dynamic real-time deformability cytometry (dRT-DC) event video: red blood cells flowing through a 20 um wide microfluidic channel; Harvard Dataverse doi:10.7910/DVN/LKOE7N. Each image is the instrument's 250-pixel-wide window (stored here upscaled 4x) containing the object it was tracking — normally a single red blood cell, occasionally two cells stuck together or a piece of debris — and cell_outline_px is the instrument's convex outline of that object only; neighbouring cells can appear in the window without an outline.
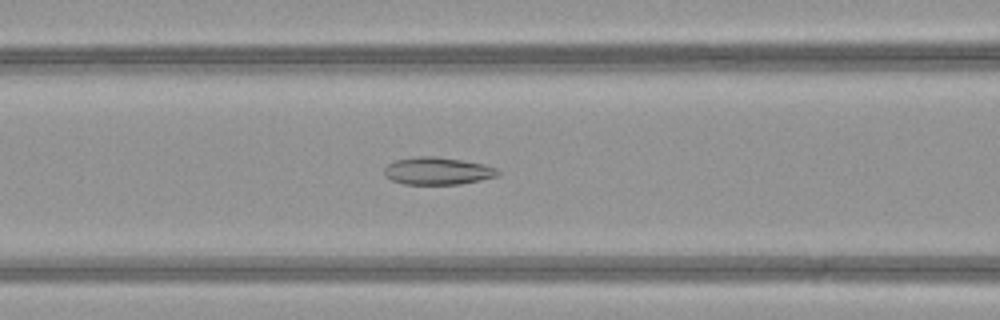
{"species": "common noctule bat (a hibernating species)", "species_latin": "Nyctalus noctula", "temperature_condition": "warm", "stored_images_in_passage": 33, "camera_frame_rate_fps": 3000, "um_per_image_px": 0.085, "animal": {"sex": "female", "body_mass_g": 21.9}, "frame": {"image": 1, "passage_image": 5, "time_ms": 1.333, "image_size_px": [1000, 320], "cell_outline_px": [[500, 176], [460, 184], [404, 184], [392, 180], [384, 176], [384, 168], [388, 164], [396, 160], [416, 156], [436, 156], [484, 164], [496, 168], [500, 172]], "centroid_in_image_um": [37.19, 14.53], "position_along_channel_um": 129.4, "area_um2": 18.21}}
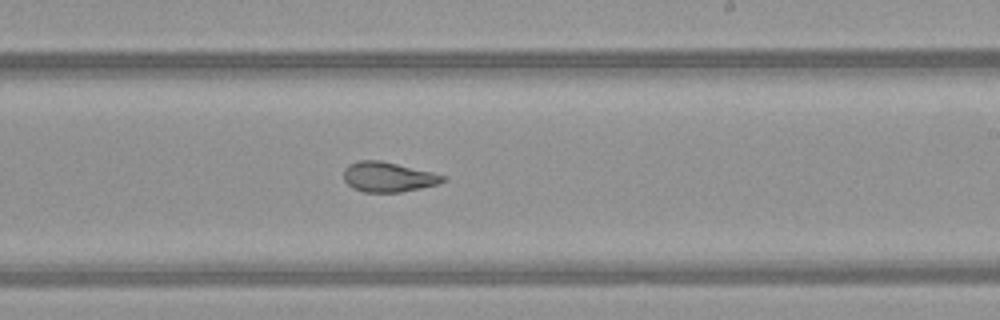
{"frame": {"image": 2, "passage_image": 14, "time_ms": 4.333, "image_size_px": [1000, 320], "cell_outline_px": [[448, 180], [436, 184], [420, 188], [400, 192], [364, 192], [352, 188], [344, 180], [344, 168], [348, 164], [360, 160], [380, 160], [432, 172], [448, 176]], "centroid_in_image_um": [32.99, 15.04], "position_along_channel_um": 256.0, "area_um2": 17.34}}
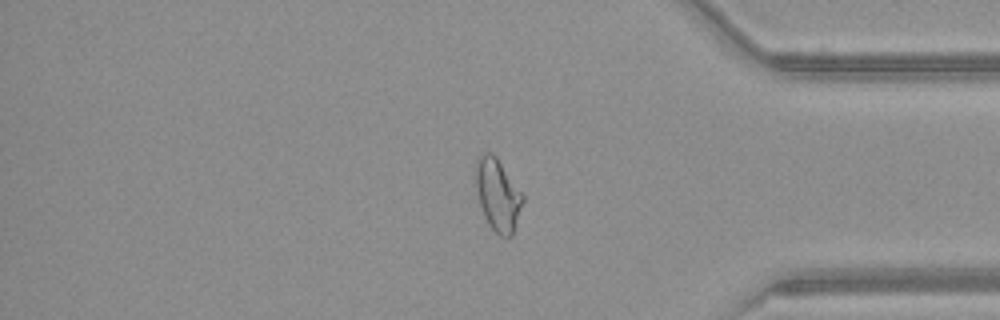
{"frame": {"image": 3, "passage_image": 25, "time_ms": 8.0, "image_size_px": [1000, 320], "cell_outline_px": [[524, 200], [512, 236], [500, 236], [488, 224], [480, 204], [472, 180], [476, 160], [484, 152], [492, 152], [496, 156], [524, 196]], "centroid_in_image_um": [42.26, 16.51], "position_along_channel_um": 392.9, "area_um2": 20.0}, "authors_computed_cell_mechanics": {"area_um2": 18.207, "velocity_mm_per_s": 4.215, "shape_relaxation_time_tau1_ms": null, "shape_relaxation_time_tau2_ms": 1.6671, "deformation_change_tau1": null, "deformation_change_tau2": 0.0906}}